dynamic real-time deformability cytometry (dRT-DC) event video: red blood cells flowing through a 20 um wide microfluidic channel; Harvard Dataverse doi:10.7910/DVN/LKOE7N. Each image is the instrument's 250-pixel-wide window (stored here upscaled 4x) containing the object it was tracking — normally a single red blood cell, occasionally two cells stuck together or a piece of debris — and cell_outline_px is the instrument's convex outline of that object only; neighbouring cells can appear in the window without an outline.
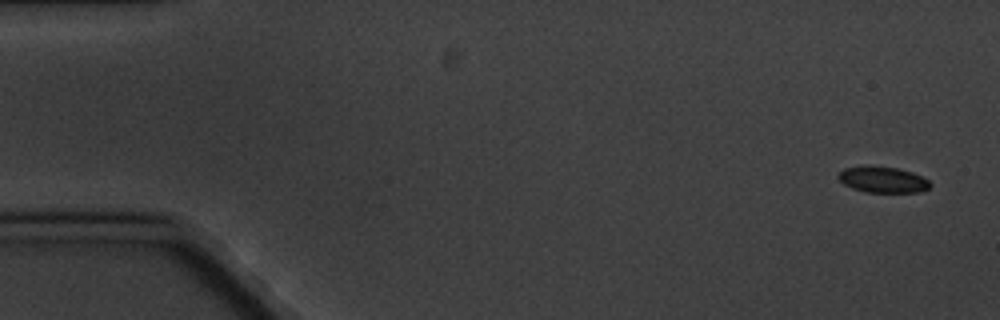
{"species": "common noctule bat (a hibernating species)", "species_latin": "Nyctalus noctula", "temperature_condition": "cold", "stored_images_in_passage": 5, "camera_frame_rate_fps": 3000, "um_per_image_px": 0.085, "animal": {"sex": "male", "body_mass_g": 20.1, "forearm_length_mm": 53.5}, "frame": {"image": 1, "passage_image": 1, "time_ms": 0.0, "image_size_px": [1000, 320], "cell_outline_px": [[932, 184], [928, 188], [920, 192], [864, 192], [852, 188], [844, 184], [836, 176], [844, 168], [864, 164], [868, 164], [896, 168], [912, 172], [924, 176]], "centroid_in_image_um": [75.02, 15.24], "position_along_channel_um": 10.0, "area_um2": 14.28}}
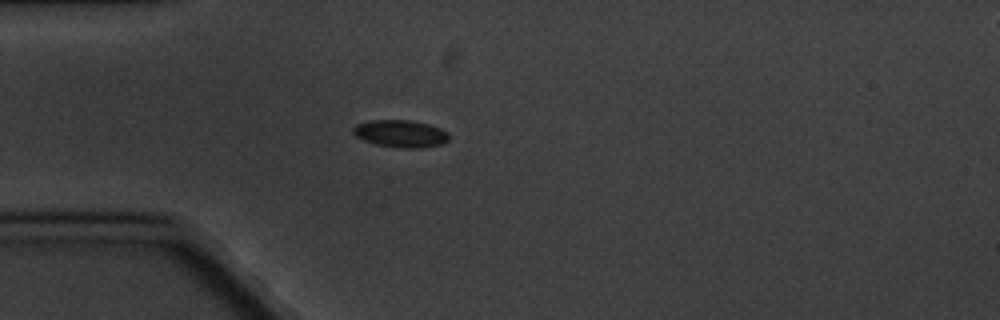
{"frame": {"image": 2, "passage_image": 5, "time_ms": 4.667, "image_size_px": [1000, 320], "cell_outline_px": [[448, 140], [440, 144], [420, 148], [400, 148], [376, 144], [364, 140], [356, 136], [352, 132], [352, 128], [356, 124], [372, 120], [408, 120], [428, 124], [440, 128], [448, 132]], "centroid_in_image_um": [34.03, 11.36], "position_along_channel_um": 51.0, "area_um2": 15.14}}